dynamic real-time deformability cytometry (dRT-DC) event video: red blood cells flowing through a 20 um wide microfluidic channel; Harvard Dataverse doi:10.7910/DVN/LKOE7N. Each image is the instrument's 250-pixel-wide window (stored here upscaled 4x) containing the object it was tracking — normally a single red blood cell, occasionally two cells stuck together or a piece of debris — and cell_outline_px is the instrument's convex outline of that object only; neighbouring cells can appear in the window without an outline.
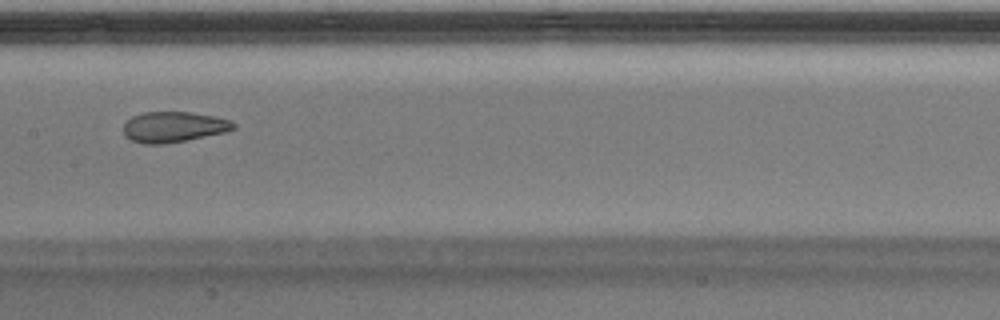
{"species": "Egyptian fruit bat (a non-hibernating species)", "species_latin": "Rousettus aegyptiacus", "temperature_condition": "warm", "stored_images_in_passage": 44, "segment_of_instrument_passage": [1, 2], "camera_frame_rate_fps": 3000, "um_per_image_px": 0.085, "animal": {"sex": "male"}, "frame": {"image": 1, "passage_image": 19, "time_ms": 6.0, "image_size_px": [1000, 320], "cell_outline_px": [[236, 128], [224, 132], [164, 144], [144, 144], [132, 140], [124, 136], [124, 124], [132, 116], [144, 112], [192, 112], [216, 116], [232, 120], [236, 124]], "centroid_in_image_um": [14.77, 10.78], "position_along_channel_um": 192.6, "area_um2": 19.59}}